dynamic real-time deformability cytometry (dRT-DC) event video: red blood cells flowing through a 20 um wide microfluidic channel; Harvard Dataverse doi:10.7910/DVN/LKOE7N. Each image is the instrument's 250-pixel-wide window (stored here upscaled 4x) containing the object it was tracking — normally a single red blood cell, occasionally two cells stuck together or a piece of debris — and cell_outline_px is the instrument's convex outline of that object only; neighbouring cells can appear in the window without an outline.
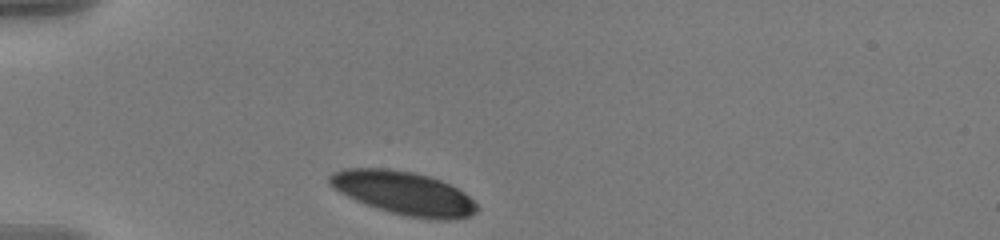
{"species": "human", "species_latin": "Homo sapiens", "temperature_condition": "warm", "stored_images_in_passage": 35, "camera_frame_rate_fps": 3000, "um_per_image_px": 0.085, "donor": {"sex": "male"}, "frame": {"image": 1, "passage_image": 1, "time_ms": 0.0, "image_size_px": [1000, 240], "cell_outline_px": [[480, 208], [476, 212], [468, 216], [452, 220], [432, 220], [404, 216], [388, 212], [376, 208], [356, 200], [340, 192], [328, 184], [328, 176], [332, 172], [344, 168], [388, 168], [412, 172], [428, 176], [440, 180], [464, 192]], "centroid_in_image_um": [34.3, 16.42], "position_along_channel_um": 50.7, "area_um2": 37.34}}
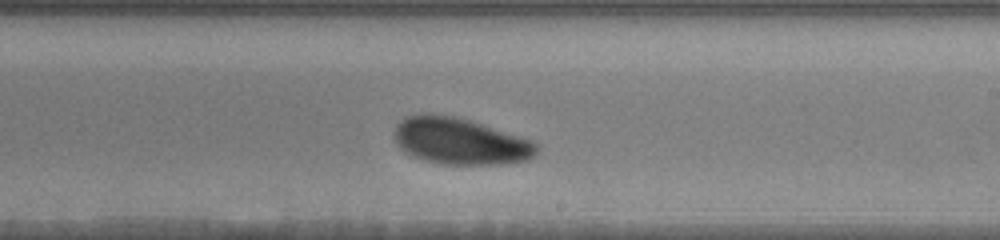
{"frame": {"image": 2, "passage_image": 20, "time_ms": 6.333, "image_size_px": [1000, 240], "cell_outline_px": [[540, 148], [528, 160], [500, 164], [440, 164], [424, 160], [412, 156], [404, 152], [396, 144], [396, 124], [400, 120], [408, 116], [424, 112], [432, 112], [456, 116], [532, 140]], "centroid_in_image_um": [39.07, 11.99], "position_along_channel_um": 249.9, "area_um2": 38.73}}
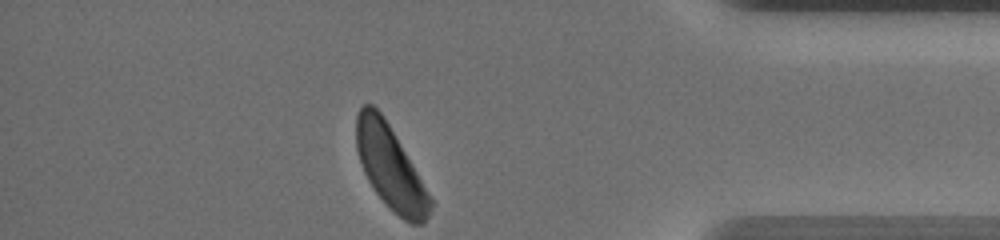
{"frame": {"image": 3, "passage_image": 35, "time_ms": 11.333, "image_size_px": [1000, 240], "cell_outline_px": [[432, 208], [428, 216], [420, 224], [412, 224], [404, 220], [376, 192], [368, 180], [364, 172], [356, 148], [356, 116], [360, 108], [364, 104], [372, 104], [384, 116], [412, 164], [428, 192], [432, 200]], "centroid_in_image_um": [33.16, 14.19], "position_along_channel_um": 402.0, "area_um2": 34.97}, "authors_computed_cell_mechanics": {"area_um2": 38.7838, "velocity_mm_per_s": 3.5381, "shape_relaxation_time_tau1_ms": 2.7417, "shape_relaxation_time_tau2_ms": null, "deformation_change_tau1": 0.1125, "deformation_change_tau2": null}}